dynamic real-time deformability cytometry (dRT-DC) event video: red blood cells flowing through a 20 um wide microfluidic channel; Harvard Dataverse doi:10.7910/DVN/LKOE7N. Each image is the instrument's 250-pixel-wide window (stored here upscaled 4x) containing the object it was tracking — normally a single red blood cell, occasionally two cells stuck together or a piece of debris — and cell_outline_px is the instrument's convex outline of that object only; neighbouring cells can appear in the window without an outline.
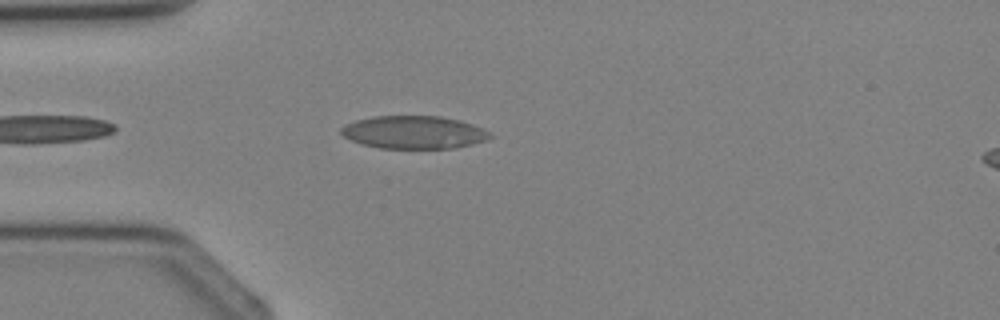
{"species": "Egyptian fruit bat (a non-hibernating species)", "species_latin": "Rousettus aegyptiacus", "temperature_condition": "cold", "stored_images_in_passage": 1, "camera_frame_rate_fps": 3000, "um_per_image_px": 0.085, "animal": {"sex": "female"}, "frame": {"image": 1, "passage_image": 1, "time_ms": 0.0, "image_size_px": [1000, 320], "cell_outline_px": [[492, 136], [488, 140], [456, 148], [380, 148], [360, 144], [344, 136], [340, 132], [340, 128], [344, 124], [356, 120], [372, 116], [440, 116], [460, 120], [484, 128], [492, 132]], "centroid_in_image_um": [35.2, 11.24], "position_along_channel_um": 49.8, "area_um2": 28.78}}